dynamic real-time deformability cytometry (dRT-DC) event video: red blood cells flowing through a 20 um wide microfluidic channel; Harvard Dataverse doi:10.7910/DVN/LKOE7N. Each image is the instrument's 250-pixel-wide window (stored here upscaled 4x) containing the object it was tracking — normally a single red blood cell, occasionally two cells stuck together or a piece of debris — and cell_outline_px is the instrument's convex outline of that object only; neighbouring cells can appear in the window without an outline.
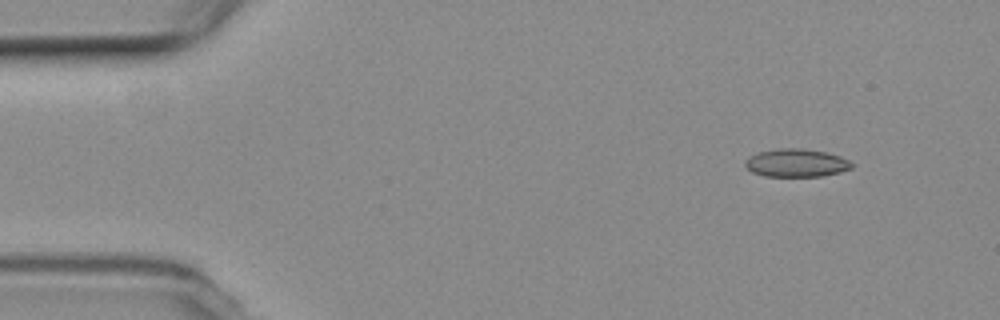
{"species": "common noctule bat (a hibernating species)", "species_latin": "Nyctalus noctula", "temperature_condition": "room temperature", "stored_images_in_passage": 6, "camera_frame_rate_fps": 3000, "um_per_image_px": 0.085, "animal": {"sex": "female", "body_mass_g": 19.3, "forearm_length_mm": 54.1}, "frame": {"image": 1, "passage_image": 2, "time_ms": 1.0, "image_size_px": [1000, 320], "cell_outline_px": [[856, 164], [852, 168], [840, 172], [824, 176], [764, 176], [752, 172], [744, 164], [744, 160], [748, 156], [760, 152], [780, 148], [804, 148], [828, 152], [840, 156]], "centroid_in_image_um": [67.71, 13.84], "position_along_channel_um": 17.3, "area_um2": 17.63}}